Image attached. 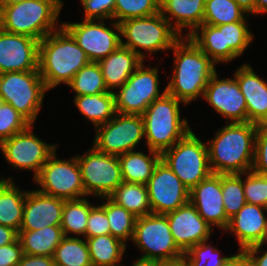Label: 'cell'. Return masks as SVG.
<instances>
[{
  "mask_svg": "<svg viewBox=\"0 0 267 266\" xmlns=\"http://www.w3.org/2000/svg\"><path fill=\"white\" fill-rule=\"evenodd\" d=\"M173 69L166 92L187 106L203 99L210 78L218 71L215 64L189 36L181 37L171 49Z\"/></svg>",
  "mask_w": 267,
  "mask_h": 266,
  "instance_id": "1",
  "label": "cell"
},
{
  "mask_svg": "<svg viewBox=\"0 0 267 266\" xmlns=\"http://www.w3.org/2000/svg\"><path fill=\"white\" fill-rule=\"evenodd\" d=\"M257 126L250 122L226 123L207 139L209 165L214 174H242L252 170Z\"/></svg>",
  "mask_w": 267,
  "mask_h": 266,
  "instance_id": "2",
  "label": "cell"
},
{
  "mask_svg": "<svg viewBox=\"0 0 267 266\" xmlns=\"http://www.w3.org/2000/svg\"><path fill=\"white\" fill-rule=\"evenodd\" d=\"M90 60L71 34L61 26L39 41L38 70L46 88L67 85Z\"/></svg>",
  "mask_w": 267,
  "mask_h": 266,
  "instance_id": "3",
  "label": "cell"
},
{
  "mask_svg": "<svg viewBox=\"0 0 267 266\" xmlns=\"http://www.w3.org/2000/svg\"><path fill=\"white\" fill-rule=\"evenodd\" d=\"M65 0H24L0 9V28L42 40L62 26Z\"/></svg>",
  "mask_w": 267,
  "mask_h": 266,
  "instance_id": "4",
  "label": "cell"
},
{
  "mask_svg": "<svg viewBox=\"0 0 267 266\" xmlns=\"http://www.w3.org/2000/svg\"><path fill=\"white\" fill-rule=\"evenodd\" d=\"M186 104L167 92L155 99L142 114L146 148L162 154L192 130L181 107Z\"/></svg>",
  "mask_w": 267,
  "mask_h": 266,
  "instance_id": "5",
  "label": "cell"
},
{
  "mask_svg": "<svg viewBox=\"0 0 267 266\" xmlns=\"http://www.w3.org/2000/svg\"><path fill=\"white\" fill-rule=\"evenodd\" d=\"M249 28V21L202 24L189 37L215 64H229L254 42L255 34Z\"/></svg>",
  "mask_w": 267,
  "mask_h": 266,
  "instance_id": "6",
  "label": "cell"
},
{
  "mask_svg": "<svg viewBox=\"0 0 267 266\" xmlns=\"http://www.w3.org/2000/svg\"><path fill=\"white\" fill-rule=\"evenodd\" d=\"M121 45L135 52L142 60H149L159 51H169L182 37L172 25L157 13L131 18L119 23Z\"/></svg>",
  "mask_w": 267,
  "mask_h": 266,
  "instance_id": "7",
  "label": "cell"
},
{
  "mask_svg": "<svg viewBox=\"0 0 267 266\" xmlns=\"http://www.w3.org/2000/svg\"><path fill=\"white\" fill-rule=\"evenodd\" d=\"M161 160L189 190L212 174L206 141L203 142L193 130L164 151Z\"/></svg>",
  "mask_w": 267,
  "mask_h": 266,
  "instance_id": "8",
  "label": "cell"
},
{
  "mask_svg": "<svg viewBox=\"0 0 267 266\" xmlns=\"http://www.w3.org/2000/svg\"><path fill=\"white\" fill-rule=\"evenodd\" d=\"M48 91L39 70L0 74V96L30 124L36 123Z\"/></svg>",
  "mask_w": 267,
  "mask_h": 266,
  "instance_id": "9",
  "label": "cell"
},
{
  "mask_svg": "<svg viewBox=\"0 0 267 266\" xmlns=\"http://www.w3.org/2000/svg\"><path fill=\"white\" fill-rule=\"evenodd\" d=\"M130 242L139 249L141 258L162 262L179 260L184 256L173 239L165 214L150 213L137 217Z\"/></svg>",
  "mask_w": 267,
  "mask_h": 266,
  "instance_id": "10",
  "label": "cell"
},
{
  "mask_svg": "<svg viewBox=\"0 0 267 266\" xmlns=\"http://www.w3.org/2000/svg\"><path fill=\"white\" fill-rule=\"evenodd\" d=\"M144 60L129 77L126 83L114 92L115 109L120 114L142 115L147 107L166 93L161 92L159 64L151 67Z\"/></svg>",
  "mask_w": 267,
  "mask_h": 266,
  "instance_id": "11",
  "label": "cell"
},
{
  "mask_svg": "<svg viewBox=\"0 0 267 266\" xmlns=\"http://www.w3.org/2000/svg\"><path fill=\"white\" fill-rule=\"evenodd\" d=\"M33 181L38 185L39 192L49 196L64 200L87 197L76 154L64 160L59 158L56 150Z\"/></svg>",
  "mask_w": 267,
  "mask_h": 266,
  "instance_id": "12",
  "label": "cell"
},
{
  "mask_svg": "<svg viewBox=\"0 0 267 266\" xmlns=\"http://www.w3.org/2000/svg\"><path fill=\"white\" fill-rule=\"evenodd\" d=\"M34 125L30 124L24 131L0 143V151L6 163L19 171H32L33 180L59 146L57 143H47L36 135Z\"/></svg>",
  "mask_w": 267,
  "mask_h": 266,
  "instance_id": "13",
  "label": "cell"
},
{
  "mask_svg": "<svg viewBox=\"0 0 267 266\" xmlns=\"http://www.w3.org/2000/svg\"><path fill=\"white\" fill-rule=\"evenodd\" d=\"M76 157L88 197H109L123 182L118 156L100 152L92 145Z\"/></svg>",
  "mask_w": 267,
  "mask_h": 266,
  "instance_id": "14",
  "label": "cell"
},
{
  "mask_svg": "<svg viewBox=\"0 0 267 266\" xmlns=\"http://www.w3.org/2000/svg\"><path fill=\"white\" fill-rule=\"evenodd\" d=\"M94 130L92 145L105 154L119 156L136 150L141 140L145 142L142 115L116 113L111 120Z\"/></svg>",
  "mask_w": 267,
  "mask_h": 266,
  "instance_id": "15",
  "label": "cell"
},
{
  "mask_svg": "<svg viewBox=\"0 0 267 266\" xmlns=\"http://www.w3.org/2000/svg\"><path fill=\"white\" fill-rule=\"evenodd\" d=\"M81 20L62 22L90 62H99L121 45L120 25L114 20Z\"/></svg>",
  "mask_w": 267,
  "mask_h": 266,
  "instance_id": "16",
  "label": "cell"
},
{
  "mask_svg": "<svg viewBox=\"0 0 267 266\" xmlns=\"http://www.w3.org/2000/svg\"><path fill=\"white\" fill-rule=\"evenodd\" d=\"M146 186L152 213L166 214L189 202L190 190L162 160Z\"/></svg>",
  "mask_w": 267,
  "mask_h": 266,
  "instance_id": "17",
  "label": "cell"
},
{
  "mask_svg": "<svg viewBox=\"0 0 267 266\" xmlns=\"http://www.w3.org/2000/svg\"><path fill=\"white\" fill-rule=\"evenodd\" d=\"M203 100L225 118L226 123L247 122V106L237 80L220 78L216 72L208 81Z\"/></svg>",
  "mask_w": 267,
  "mask_h": 266,
  "instance_id": "18",
  "label": "cell"
},
{
  "mask_svg": "<svg viewBox=\"0 0 267 266\" xmlns=\"http://www.w3.org/2000/svg\"><path fill=\"white\" fill-rule=\"evenodd\" d=\"M39 40L0 28V74L38 70Z\"/></svg>",
  "mask_w": 267,
  "mask_h": 266,
  "instance_id": "19",
  "label": "cell"
},
{
  "mask_svg": "<svg viewBox=\"0 0 267 266\" xmlns=\"http://www.w3.org/2000/svg\"><path fill=\"white\" fill-rule=\"evenodd\" d=\"M165 215L173 239L183 253L200 242L211 240L214 229L190 202Z\"/></svg>",
  "mask_w": 267,
  "mask_h": 266,
  "instance_id": "20",
  "label": "cell"
},
{
  "mask_svg": "<svg viewBox=\"0 0 267 266\" xmlns=\"http://www.w3.org/2000/svg\"><path fill=\"white\" fill-rule=\"evenodd\" d=\"M189 202L199 215L212 227L225 231L229 224L221 189V175L212 173L189 192Z\"/></svg>",
  "mask_w": 267,
  "mask_h": 266,
  "instance_id": "21",
  "label": "cell"
},
{
  "mask_svg": "<svg viewBox=\"0 0 267 266\" xmlns=\"http://www.w3.org/2000/svg\"><path fill=\"white\" fill-rule=\"evenodd\" d=\"M65 200L49 196L36 189L28 190L19 231L39 230L61 224Z\"/></svg>",
  "mask_w": 267,
  "mask_h": 266,
  "instance_id": "22",
  "label": "cell"
},
{
  "mask_svg": "<svg viewBox=\"0 0 267 266\" xmlns=\"http://www.w3.org/2000/svg\"><path fill=\"white\" fill-rule=\"evenodd\" d=\"M247 106V122L267 124V81L250 63L237 67L233 73Z\"/></svg>",
  "mask_w": 267,
  "mask_h": 266,
  "instance_id": "23",
  "label": "cell"
},
{
  "mask_svg": "<svg viewBox=\"0 0 267 266\" xmlns=\"http://www.w3.org/2000/svg\"><path fill=\"white\" fill-rule=\"evenodd\" d=\"M267 220V208L246 203L233 217L230 218L228 227L224 231L235 235L238 243V252L258 245Z\"/></svg>",
  "mask_w": 267,
  "mask_h": 266,
  "instance_id": "24",
  "label": "cell"
},
{
  "mask_svg": "<svg viewBox=\"0 0 267 266\" xmlns=\"http://www.w3.org/2000/svg\"><path fill=\"white\" fill-rule=\"evenodd\" d=\"M204 8L205 0H160L161 15L182 37L203 24Z\"/></svg>",
  "mask_w": 267,
  "mask_h": 266,
  "instance_id": "25",
  "label": "cell"
},
{
  "mask_svg": "<svg viewBox=\"0 0 267 266\" xmlns=\"http://www.w3.org/2000/svg\"><path fill=\"white\" fill-rule=\"evenodd\" d=\"M143 61L135 52L122 45L100 60L98 64L107 90L114 93L121 88Z\"/></svg>",
  "mask_w": 267,
  "mask_h": 266,
  "instance_id": "26",
  "label": "cell"
},
{
  "mask_svg": "<svg viewBox=\"0 0 267 266\" xmlns=\"http://www.w3.org/2000/svg\"><path fill=\"white\" fill-rule=\"evenodd\" d=\"M14 178H0V225L20 230L25 197L28 190L20 189Z\"/></svg>",
  "mask_w": 267,
  "mask_h": 266,
  "instance_id": "27",
  "label": "cell"
},
{
  "mask_svg": "<svg viewBox=\"0 0 267 266\" xmlns=\"http://www.w3.org/2000/svg\"><path fill=\"white\" fill-rule=\"evenodd\" d=\"M144 152L134 150L118 156L123 181L147 184L161 160V154L148 148V154Z\"/></svg>",
  "mask_w": 267,
  "mask_h": 266,
  "instance_id": "28",
  "label": "cell"
},
{
  "mask_svg": "<svg viewBox=\"0 0 267 266\" xmlns=\"http://www.w3.org/2000/svg\"><path fill=\"white\" fill-rule=\"evenodd\" d=\"M73 103L88 123L97 126L105 124L116 115L115 96L113 92L94 95L73 96Z\"/></svg>",
  "mask_w": 267,
  "mask_h": 266,
  "instance_id": "29",
  "label": "cell"
},
{
  "mask_svg": "<svg viewBox=\"0 0 267 266\" xmlns=\"http://www.w3.org/2000/svg\"><path fill=\"white\" fill-rule=\"evenodd\" d=\"M64 237L60 225L46 226L39 230L18 232L23 253L27 255L53 257L56 247Z\"/></svg>",
  "mask_w": 267,
  "mask_h": 266,
  "instance_id": "30",
  "label": "cell"
},
{
  "mask_svg": "<svg viewBox=\"0 0 267 266\" xmlns=\"http://www.w3.org/2000/svg\"><path fill=\"white\" fill-rule=\"evenodd\" d=\"M92 266H121L127 245L112 235L85 238Z\"/></svg>",
  "mask_w": 267,
  "mask_h": 266,
  "instance_id": "31",
  "label": "cell"
},
{
  "mask_svg": "<svg viewBox=\"0 0 267 266\" xmlns=\"http://www.w3.org/2000/svg\"><path fill=\"white\" fill-rule=\"evenodd\" d=\"M93 205L88 196L65 200L60 224L65 237L86 238L87 220Z\"/></svg>",
  "mask_w": 267,
  "mask_h": 266,
  "instance_id": "32",
  "label": "cell"
},
{
  "mask_svg": "<svg viewBox=\"0 0 267 266\" xmlns=\"http://www.w3.org/2000/svg\"><path fill=\"white\" fill-rule=\"evenodd\" d=\"M109 198L135 217L152 213L147 186L144 184L123 181Z\"/></svg>",
  "mask_w": 267,
  "mask_h": 266,
  "instance_id": "33",
  "label": "cell"
},
{
  "mask_svg": "<svg viewBox=\"0 0 267 266\" xmlns=\"http://www.w3.org/2000/svg\"><path fill=\"white\" fill-rule=\"evenodd\" d=\"M98 199L100 203L103 201L100 205L105 209L110 226V235L128 245L127 242L132 241L133 238L137 217L122 206L117 205L109 197Z\"/></svg>",
  "mask_w": 267,
  "mask_h": 266,
  "instance_id": "34",
  "label": "cell"
},
{
  "mask_svg": "<svg viewBox=\"0 0 267 266\" xmlns=\"http://www.w3.org/2000/svg\"><path fill=\"white\" fill-rule=\"evenodd\" d=\"M235 0H205L203 24L218 26L238 21H250Z\"/></svg>",
  "mask_w": 267,
  "mask_h": 266,
  "instance_id": "35",
  "label": "cell"
},
{
  "mask_svg": "<svg viewBox=\"0 0 267 266\" xmlns=\"http://www.w3.org/2000/svg\"><path fill=\"white\" fill-rule=\"evenodd\" d=\"M53 260L56 266H92L85 238L64 237Z\"/></svg>",
  "mask_w": 267,
  "mask_h": 266,
  "instance_id": "36",
  "label": "cell"
},
{
  "mask_svg": "<svg viewBox=\"0 0 267 266\" xmlns=\"http://www.w3.org/2000/svg\"><path fill=\"white\" fill-rule=\"evenodd\" d=\"M66 86L74 92V96L109 92L98 62L86 64L73 76Z\"/></svg>",
  "mask_w": 267,
  "mask_h": 266,
  "instance_id": "37",
  "label": "cell"
},
{
  "mask_svg": "<svg viewBox=\"0 0 267 266\" xmlns=\"http://www.w3.org/2000/svg\"><path fill=\"white\" fill-rule=\"evenodd\" d=\"M223 206L226 216L233 217L247 202L242 174H221Z\"/></svg>",
  "mask_w": 267,
  "mask_h": 266,
  "instance_id": "38",
  "label": "cell"
},
{
  "mask_svg": "<svg viewBox=\"0 0 267 266\" xmlns=\"http://www.w3.org/2000/svg\"><path fill=\"white\" fill-rule=\"evenodd\" d=\"M209 241L200 242L184 253L187 266H224L235 255L223 256L221 250Z\"/></svg>",
  "mask_w": 267,
  "mask_h": 266,
  "instance_id": "39",
  "label": "cell"
},
{
  "mask_svg": "<svg viewBox=\"0 0 267 266\" xmlns=\"http://www.w3.org/2000/svg\"><path fill=\"white\" fill-rule=\"evenodd\" d=\"M160 12V0H116L114 21L120 23L131 18H142Z\"/></svg>",
  "mask_w": 267,
  "mask_h": 266,
  "instance_id": "40",
  "label": "cell"
},
{
  "mask_svg": "<svg viewBox=\"0 0 267 266\" xmlns=\"http://www.w3.org/2000/svg\"><path fill=\"white\" fill-rule=\"evenodd\" d=\"M243 188L247 203L267 208V176L247 171L243 173Z\"/></svg>",
  "mask_w": 267,
  "mask_h": 266,
  "instance_id": "41",
  "label": "cell"
},
{
  "mask_svg": "<svg viewBox=\"0 0 267 266\" xmlns=\"http://www.w3.org/2000/svg\"><path fill=\"white\" fill-rule=\"evenodd\" d=\"M30 123L10 104L0 108V143L16 133L24 131Z\"/></svg>",
  "mask_w": 267,
  "mask_h": 266,
  "instance_id": "42",
  "label": "cell"
},
{
  "mask_svg": "<svg viewBox=\"0 0 267 266\" xmlns=\"http://www.w3.org/2000/svg\"><path fill=\"white\" fill-rule=\"evenodd\" d=\"M116 0H80L83 20H114Z\"/></svg>",
  "mask_w": 267,
  "mask_h": 266,
  "instance_id": "43",
  "label": "cell"
},
{
  "mask_svg": "<svg viewBox=\"0 0 267 266\" xmlns=\"http://www.w3.org/2000/svg\"><path fill=\"white\" fill-rule=\"evenodd\" d=\"M252 171L267 176V124L257 126Z\"/></svg>",
  "mask_w": 267,
  "mask_h": 266,
  "instance_id": "44",
  "label": "cell"
},
{
  "mask_svg": "<svg viewBox=\"0 0 267 266\" xmlns=\"http://www.w3.org/2000/svg\"><path fill=\"white\" fill-rule=\"evenodd\" d=\"M110 234V226L105 209L94 204L91 207L86 227V238Z\"/></svg>",
  "mask_w": 267,
  "mask_h": 266,
  "instance_id": "45",
  "label": "cell"
},
{
  "mask_svg": "<svg viewBox=\"0 0 267 266\" xmlns=\"http://www.w3.org/2000/svg\"><path fill=\"white\" fill-rule=\"evenodd\" d=\"M19 238L13 243L0 247V266H17L23 256Z\"/></svg>",
  "mask_w": 267,
  "mask_h": 266,
  "instance_id": "46",
  "label": "cell"
},
{
  "mask_svg": "<svg viewBox=\"0 0 267 266\" xmlns=\"http://www.w3.org/2000/svg\"><path fill=\"white\" fill-rule=\"evenodd\" d=\"M250 266H267V249L263 246L254 245L243 251Z\"/></svg>",
  "mask_w": 267,
  "mask_h": 266,
  "instance_id": "47",
  "label": "cell"
},
{
  "mask_svg": "<svg viewBox=\"0 0 267 266\" xmlns=\"http://www.w3.org/2000/svg\"><path fill=\"white\" fill-rule=\"evenodd\" d=\"M17 266H56L51 256L23 254Z\"/></svg>",
  "mask_w": 267,
  "mask_h": 266,
  "instance_id": "48",
  "label": "cell"
},
{
  "mask_svg": "<svg viewBox=\"0 0 267 266\" xmlns=\"http://www.w3.org/2000/svg\"><path fill=\"white\" fill-rule=\"evenodd\" d=\"M18 238V233L9 227L0 225V247L13 243Z\"/></svg>",
  "mask_w": 267,
  "mask_h": 266,
  "instance_id": "49",
  "label": "cell"
},
{
  "mask_svg": "<svg viewBox=\"0 0 267 266\" xmlns=\"http://www.w3.org/2000/svg\"><path fill=\"white\" fill-rule=\"evenodd\" d=\"M224 266H250V263L243 252L237 251Z\"/></svg>",
  "mask_w": 267,
  "mask_h": 266,
  "instance_id": "50",
  "label": "cell"
},
{
  "mask_svg": "<svg viewBox=\"0 0 267 266\" xmlns=\"http://www.w3.org/2000/svg\"><path fill=\"white\" fill-rule=\"evenodd\" d=\"M236 3L248 14L255 15V0H235Z\"/></svg>",
  "mask_w": 267,
  "mask_h": 266,
  "instance_id": "51",
  "label": "cell"
},
{
  "mask_svg": "<svg viewBox=\"0 0 267 266\" xmlns=\"http://www.w3.org/2000/svg\"><path fill=\"white\" fill-rule=\"evenodd\" d=\"M267 14V0H255V17Z\"/></svg>",
  "mask_w": 267,
  "mask_h": 266,
  "instance_id": "52",
  "label": "cell"
},
{
  "mask_svg": "<svg viewBox=\"0 0 267 266\" xmlns=\"http://www.w3.org/2000/svg\"><path fill=\"white\" fill-rule=\"evenodd\" d=\"M157 262V260L138 257V259L135 260L131 266H156ZM121 266L125 265L121 264Z\"/></svg>",
  "mask_w": 267,
  "mask_h": 266,
  "instance_id": "53",
  "label": "cell"
},
{
  "mask_svg": "<svg viewBox=\"0 0 267 266\" xmlns=\"http://www.w3.org/2000/svg\"><path fill=\"white\" fill-rule=\"evenodd\" d=\"M156 266H186V262L183 258L175 261H158Z\"/></svg>",
  "mask_w": 267,
  "mask_h": 266,
  "instance_id": "54",
  "label": "cell"
},
{
  "mask_svg": "<svg viewBox=\"0 0 267 266\" xmlns=\"http://www.w3.org/2000/svg\"><path fill=\"white\" fill-rule=\"evenodd\" d=\"M21 1L24 0H0V9L12 4L20 3Z\"/></svg>",
  "mask_w": 267,
  "mask_h": 266,
  "instance_id": "55",
  "label": "cell"
},
{
  "mask_svg": "<svg viewBox=\"0 0 267 266\" xmlns=\"http://www.w3.org/2000/svg\"><path fill=\"white\" fill-rule=\"evenodd\" d=\"M258 245L259 246H266L267 245V220H266V223H265V228H264V232H263V235H262V240Z\"/></svg>",
  "mask_w": 267,
  "mask_h": 266,
  "instance_id": "56",
  "label": "cell"
},
{
  "mask_svg": "<svg viewBox=\"0 0 267 266\" xmlns=\"http://www.w3.org/2000/svg\"><path fill=\"white\" fill-rule=\"evenodd\" d=\"M4 103L5 102H4L3 98L0 96V108L3 106Z\"/></svg>",
  "mask_w": 267,
  "mask_h": 266,
  "instance_id": "57",
  "label": "cell"
}]
</instances>
